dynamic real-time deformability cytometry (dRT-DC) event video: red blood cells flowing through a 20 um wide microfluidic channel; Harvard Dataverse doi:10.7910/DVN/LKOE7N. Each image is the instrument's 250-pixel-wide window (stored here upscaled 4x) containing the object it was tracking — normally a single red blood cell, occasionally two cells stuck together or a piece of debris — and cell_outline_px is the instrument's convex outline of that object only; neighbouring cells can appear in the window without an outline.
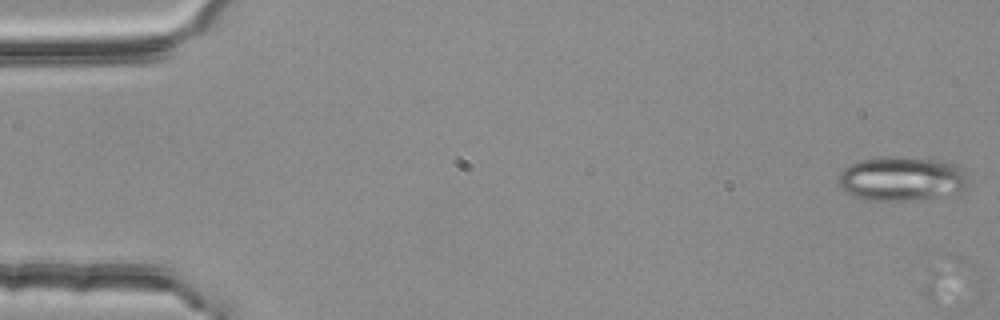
{"species": "common noctule bat (a hibernating species)", "species_latin": "Nyctalus noctula", "temperature_condition": "room temperature", "stored_images_in_passage": 3, "camera_frame_rate_fps": 3000, "um_per_image_px": 0.085, "animal": {"sex": "female", "body_mass_g": 25.1}, "frame": {"image": 1, "passage_image": 1, "time_ms": 0.0, "image_size_px": [1000, 320], "cell_outline_px": [[968, 184], [960, 192], [912, 200], [868, 200], [852, 196], [840, 188], [836, 180], [836, 176], [844, 168], [860, 160], [884, 156], [900, 156], [940, 160], [956, 164], [964, 172]], "centroid_in_image_um": [76.59, 15.18], "position_along_channel_um": 8.4, "area_um2": 33.7}}